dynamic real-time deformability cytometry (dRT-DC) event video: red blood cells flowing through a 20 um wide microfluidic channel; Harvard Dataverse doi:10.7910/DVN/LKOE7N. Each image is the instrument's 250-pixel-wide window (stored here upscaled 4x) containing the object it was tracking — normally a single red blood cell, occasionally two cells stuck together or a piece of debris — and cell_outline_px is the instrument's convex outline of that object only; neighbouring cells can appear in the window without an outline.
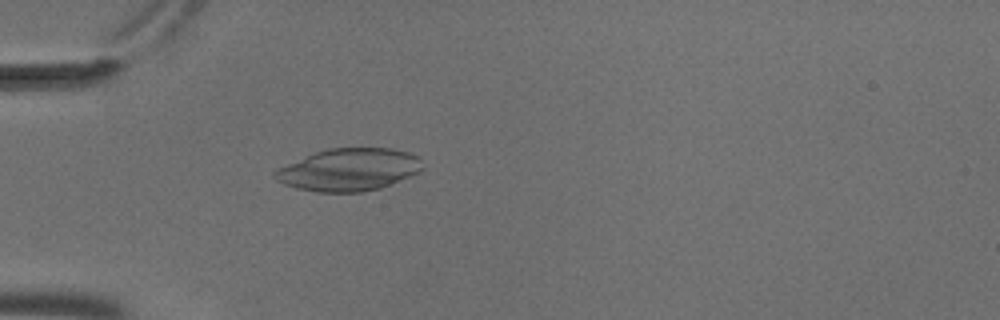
{"species": "common noctule bat (a hibernating species)", "species_latin": "Nyctalus noctula", "temperature_condition": "cold", "stored_images_in_passage": 5, "camera_frame_rate_fps": 3000, "um_per_image_px": 0.085, "animal": {"sex": "male", "body_mass_g": 18.8}, "frame": {"image": 1, "passage_image": 5, "time_ms": 1.333, "image_size_px": [1000, 320], "cell_outline_px": [[424, 168], [420, 172], [380, 188], [364, 192], [316, 192], [296, 188], [284, 184], [276, 180], [272, 176], [272, 172], [276, 168], [316, 152], [328, 148], [392, 148], [408, 152], [416, 156], [420, 160]], "centroid_in_image_um": [29.63, 14.43], "position_along_channel_um": 55.4, "area_um2": 36.59}}